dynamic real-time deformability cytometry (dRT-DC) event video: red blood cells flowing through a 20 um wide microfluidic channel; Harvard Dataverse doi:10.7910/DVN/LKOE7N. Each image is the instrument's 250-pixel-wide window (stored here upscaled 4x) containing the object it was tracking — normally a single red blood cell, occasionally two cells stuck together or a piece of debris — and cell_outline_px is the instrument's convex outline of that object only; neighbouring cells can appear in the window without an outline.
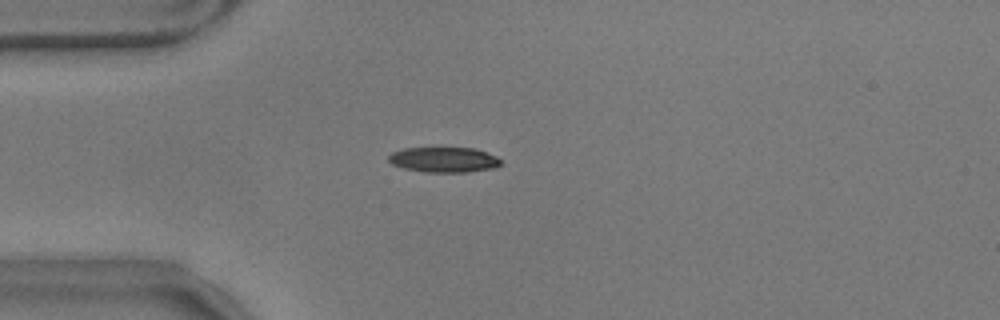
{"species": "common noctule bat (a hibernating species)", "species_latin": "Nyctalus noctula", "temperature_condition": "warm", "stored_images_in_passage": 44, "camera_frame_rate_fps": 3000, "um_per_image_px": 0.085, "animal": {"sex": "male", "body_mass_g": 17.9}, "frame": {"image": 1, "passage_image": 2, "time_ms": 0.333, "image_size_px": [1000, 320], "cell_outline_px": [[500, 164], [496, 168], [468, 172], [424, 172], [404, 168], [392, 164], [388, 160], [388, 156], [392, 152], [404, 148], [476, 148], [496, 156], [500, 160]], "centroid_in_image_um": [37.73, 13.58], "position_along_channel_um": 47.3, "area_um2": 16.53}}
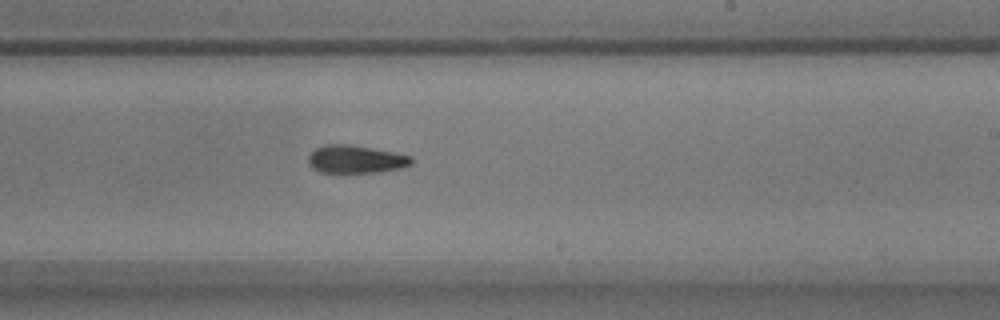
{"frame": {"image": 2, "passage_image": 21, "time_ms": 6.667, "image_size_px": [1000, 320], "cell_outline_px": [[412, 164], [400, 168], [380, 172], [336, 176], [320, 172], [312, 168], [308, 164], [308, 156], [316, 148], [324, 144], [352, 144], [412, 156]], "centroid_in_image_um": [30.17, 13.59], "position_along_channel_um": 258.8, "area_um2": 17.63}}
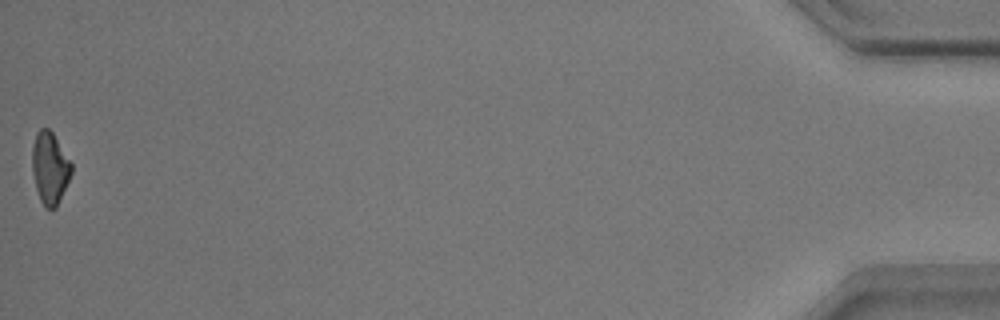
{"frame": {"image": 3, "passage_image": 44, "time_ms": 14.333, "image_size_px": [1000, 320], "cell_outline_px": [[72, 172], [56, 208], [44, 208], [40, 200], [36, 188], [32, 172], [32, 144], [36, 132], [40, 128], [48, 128], [52, 132], [72, 164]], "centroid_in_image_um": [4.22, 14.27], "position_along_channel_um": 431.0, "area_um2": 16.42}, "authors_computed_cell_mechanics": {"area_um2": 17.3111, "velocity_mm_per_s": 3.5394, "shape_relaxation_time_tau1_ms": 4.818, "shape_relaxation_time_tau2_ms": 7.0533, "deformation_change_tau1": 0.145, "deformation_change_tau2": 0.1368}}